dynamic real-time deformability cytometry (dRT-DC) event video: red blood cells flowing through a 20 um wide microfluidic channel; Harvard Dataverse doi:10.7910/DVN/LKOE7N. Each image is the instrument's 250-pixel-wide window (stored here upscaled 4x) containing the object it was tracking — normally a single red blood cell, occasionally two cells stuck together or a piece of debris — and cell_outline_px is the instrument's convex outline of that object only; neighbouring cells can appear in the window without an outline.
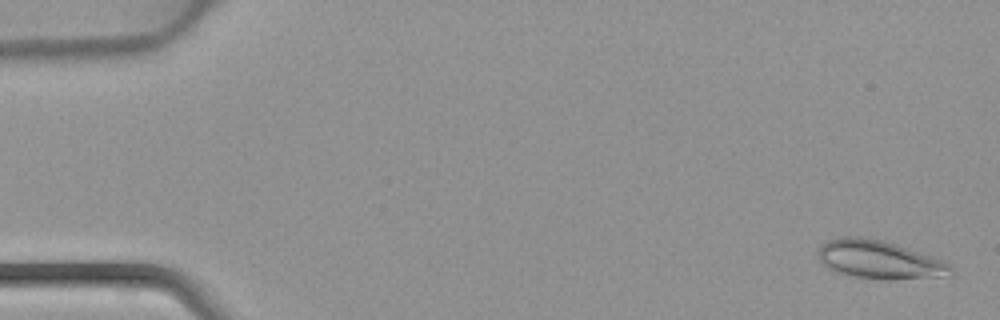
{"species": "common noctule bat (a hibernating species)", "species_latin": "Nyctalus noctula", "temperature_condition": "warm", "stored_images_in_passage": 45, "camera_frame_rate_fps": 3000, "um_per_image_px": 0.085, "animal": {"sex": "female", "body_mass_g": 22.7, "forearm_length_mm": 54.2}, "frame": {"image": 1, "passage_image": 2, "time_ms": 0.333, "image_size_px": [1000, 320], "cell_outline_px": [[952, 276], [892, 280], [880, 280], [856, 276], [836, 272], [828, 268], [820, 260], [816, 252], [816, 248], [820, 244], [828, 240], [840, 236], [860, 236], [884, 240], [944, 260], [952, 268]], "centroid_in_image_um": [74.73, 22.07], "position_along_channel_um": 10.3, "area_um2": 30.11}}
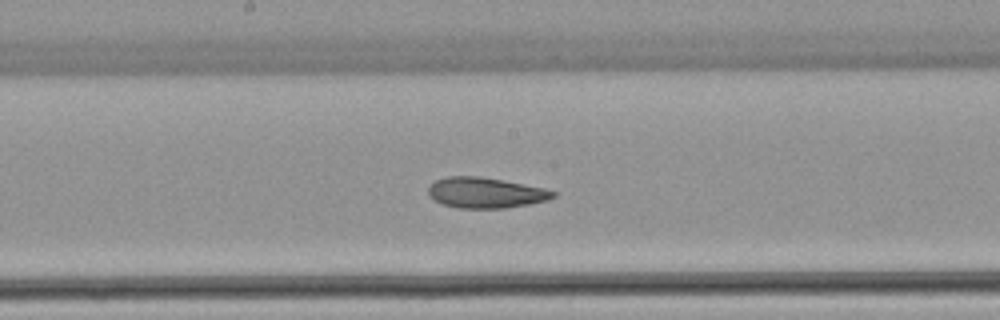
{"frame": {"image": 2, "passage_image": 24, "time_ms": 7.667, "image_size_px": [1000, 320], "cell_outline_px": [[556, 196], [548, 200], [528, 204], [504, 208], [460, 208], [444, 204], [428, 196], [428, 188], [436, 180], [448, 176], [480, 176], [544, 188], [556, 192]], "centroid_in_image_um": [41.27, 16.38], "position_along_channel_um": 206.9, "area_um2": 22.02}}
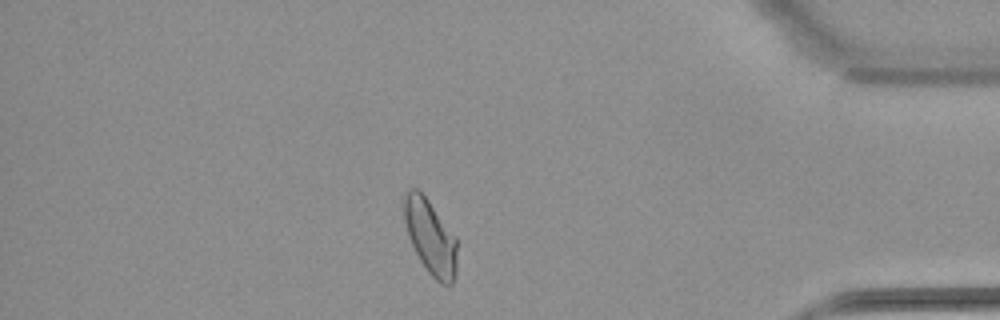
{"frame": {"image": 3, "passage_image": 39, "time_ms": 12.667, "image_size_px": [1000, 320], "cell_outline_px": [[456, 276], [452, 284], [448, 288], [440, 284], [428, 272], [420, 260], [412, 244], [404, 220], [404, 196], [408, 188], [416, 188], [428, 200], [456, 236]], "centroid_in_image_um": [36.61, 20.19], "position_along_channel_um": 398.6, "area_um2": 23.0}}